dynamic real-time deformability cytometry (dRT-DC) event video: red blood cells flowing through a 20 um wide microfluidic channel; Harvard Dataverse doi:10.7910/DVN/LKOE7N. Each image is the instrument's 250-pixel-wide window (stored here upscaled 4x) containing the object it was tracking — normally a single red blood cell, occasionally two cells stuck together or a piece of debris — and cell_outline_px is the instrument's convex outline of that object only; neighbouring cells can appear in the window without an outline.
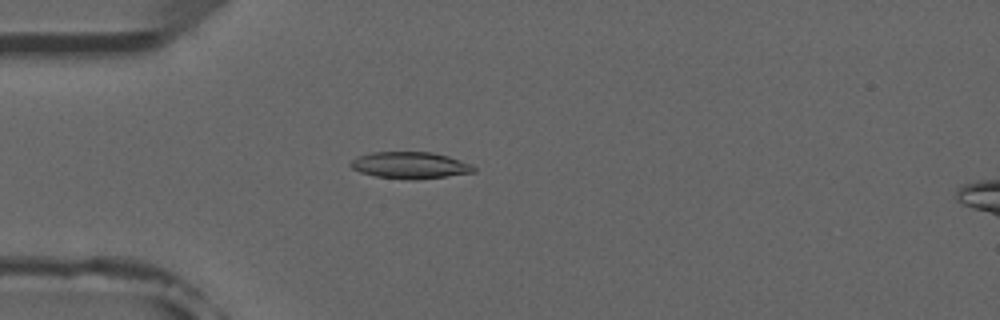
{"species": "common noctule bat (a hibernating species)", "species_latin": "Nyctalus noctula", "temperature_condition": "room temperature", "stored_images_in_passage": 2, "camera_frame_rate_fps": 3000, "um_per_image_px": 0.085, "animal": {"sex": "male", "forearm_length_mm": 52.5}, "frame": {"image": 1, "passage_image": 2, "time_ms": 1.333, "image_size_px": [1000, 320], "cell_outline_px": [[476, 172], [416, 180], [408, 180], [376, 176], [360, 172], [352, 168], [348, 164], [356, 156], [372, 152], [432, 152], [448, 156], [472, 164], [476, 168]], "centroid_in_image_um": [34.85, 14.05], "position_along_channel_um": 50.1, "area_um2": 19.31}}